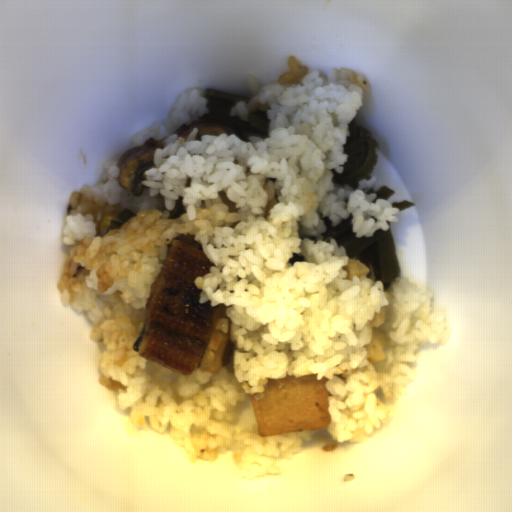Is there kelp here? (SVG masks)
Wrapping results in <instances>:
<instances>
[{
  "instance_id": "obj_1",
  "label": "kelp",
  "mask_w": 512,
  "mask_h": 512,
  "mask_svg": "<svg viewBox=\"0 0 512 512\" xmlns=\"http://www.w3.org/2000/svg\"><path fill=\"white\" fill-rule=\"evenodd\" d=\"M321 219L326 227V232L320 235L323 236L322 242L330 243V238H334L338 246H344L348 260L357 259L365 265L369 271L366 277L373 282L381 280L384 291L396 278L402 277L390 222H387L388 231L380 228L373 237L357 238L352 232L353 224H350L353 219L351 213L335 227H332L328 216Z\"/></svg>"
},
{
  "instance_id": "obj_2",
  "label": "kelp",
  "mask_w": 512,
  "mask_h": 512,
  "mask_svg": "<svg viewBox=\"0 0 512 512\" xmlns=\"http://www.w3.org/2000/svg\"><path fill=\"white\" fill-rule=\"evenodd\" d=\"M350 136L346 137L343 145L344 153L348 154L347 163L343 164V173H333V183L345 186L348 184L352 190L359 187L358 180L372 176L378 162L379 141L367 128L356 123L355 118L348 124Z\"/></svg>"
},
{
  "instance_id": "obj_3",
  "label": "kelp",
  "mask_w": 512,
  "mask_h": 512,
  "mask_svg": "<svg viewBox=\"0 0 512 512\" xmlns=\"http://www.w3.org/2000/svg\"><path fill=\"white\" fill-rule=\"evenodd\" d=\"M203 98L209 99L206 106L210 113L204 114L200 121H217L225 130L235 134L241 141L250 142L248 136H258L263 140L270 137L267 128L271 120L268 119L266 111L259 109L254 113H248L249 121H243L238 116H229L231 109L238 100H244L246 103L252 98L221 92L212 89H205Z\"/></svg>"
},
{
  "instance_id": "obj_4",
  "label": "kelp",
  "mask_w": 512,
  "mask_h": 512,
  "mask_svg": "<svg viewBox=\"0 0 512 512\" xmlns=\"http://www.w3.org/2000/svg\"><path fill=\"white\" fill-rule=\"evenodd\" d=\"M370 193L377 194V198L375 200H373V202H372V203H376L377 199H385L387 201L394 194V190L382 185L377 190H372V188H371L366 194H370Z\"/></svg>"
},
{
  "instance_id": "obj_5",
  "label": "kelp",
  "mask_w": 512,
  "mask_h": 512,
  "mask_svg": "<svg viewBox=\"0 0 512 512\" xmlns=\"http://www.w3.org/2000/svg\"><path fill=\"white\" fill-rule=\"evenodd\" d=\"M135 217V214L130 209H124L120 213L117 214V220H112L113 223L117 224L118 226L123 225L130 219Z\"/></svg>"
},
{
  "instance_id": "obj_6",
  "label": "kelp",
  "mask_w": 512,
  "mask_h": 512,
  "mask_svg": "<svg viewBox=\"0 0 512 512\" xmlns=\"http://www.w3.org/2000/svg\"><path fill=\"white\" fill-rule=\"evenodd\" d=\"M393 206V208H399L400 212L406 210V209H409L413 206H415V203L409 201V200H403V201H400V202H396L394 204H391ZM399 212V213H400Z\"/></svg>"
}]
</instances>
